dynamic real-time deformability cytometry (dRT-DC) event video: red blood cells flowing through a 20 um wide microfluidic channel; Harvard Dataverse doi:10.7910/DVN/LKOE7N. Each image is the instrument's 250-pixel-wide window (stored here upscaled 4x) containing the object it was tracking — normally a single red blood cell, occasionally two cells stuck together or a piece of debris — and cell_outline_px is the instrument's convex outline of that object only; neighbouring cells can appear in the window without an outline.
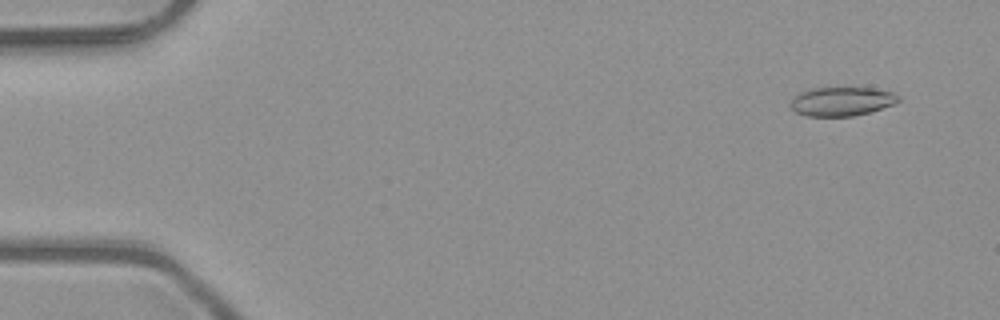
{"species": "common noctule bat (a hibernating species)", "species_latin": "Nyctalus noctula", "temperature_condition": "room temperature", "stored_images_in_passage": 6, "camera_frame_rate_fps": 3000, "um_per_image_px": 0.085, "animal": {"sex": "male", "body_mass_g": 23.1, "forearm_length_mm": 52.7}, "frame": {"image": 1, "passage_image": 1, "time_ms": 0.0, "image_size_px": [1000, 320], "cell_outline_px": [[900, 100], [892, 104], [868, 112], [852, 116], [808, 116], [796, 112], [788, 104], [792, 96], [808, 88], [872, 88], [892, 92], [900, 96]], "centroid_in_image_um": [71.47, 8.61], "position_along_channel_um": 13.5, "area_um2": 18.15}}
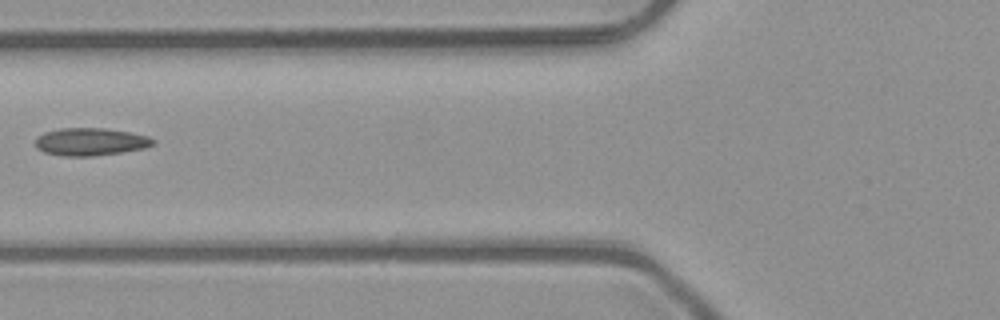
{"frame": {"image": 2, "passage_image": 6, "time_ms": 1.667, "image_size_px": [1000, 320], "cell_outline_px": [[156, 144], [144, 148], [120, 152], [92, 156], [64, 156], [44, 152], [36, 148], [36, 140], [44, 132], [60, 128], [104, 128], [128, 132], [148, 136], [156, 140]], "centroid_in_image_um": [7.71, 12.05], "position_along_channel_um": 118.1, "area_um2": 18.84}}